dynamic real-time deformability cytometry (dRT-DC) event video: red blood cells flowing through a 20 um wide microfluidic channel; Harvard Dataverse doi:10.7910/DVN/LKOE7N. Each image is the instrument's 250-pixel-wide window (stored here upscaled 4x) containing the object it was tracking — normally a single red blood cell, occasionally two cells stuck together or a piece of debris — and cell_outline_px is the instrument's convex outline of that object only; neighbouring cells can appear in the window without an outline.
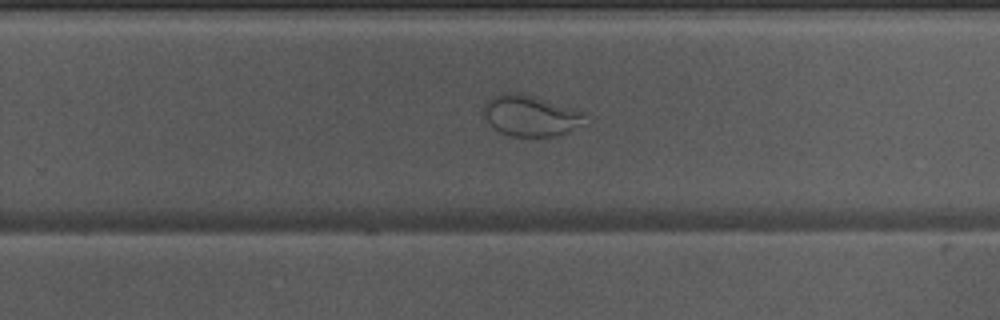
{"species": "Egyptian fruit bat (a non-hibernating species)", "species_latin": "Rousettus aegyptiacus", "temperature_condition": "warm", "stored_images_in_passage": 48, "camera_frame_rate_fps": 3000, "um_per_image_px": 0.085, "animal": {"sex": "male"}, "frame": {"image": 1, "passage_image": 28, "time_ms": 9.0, "image_size_px": [1000, 320], "cell_outline_px": [[588, 116], [580, 124], [568, 132], [556, 136], [508, 136], [492, 128], [484, 116], [484, 104], [492, 96], [500, 92], [520, 92], [536, 96], [584, 112]], "centroid_in_image_um": [45.06, 9.81], "position_along_channel_um": 284.7, "area_um2": 24.39}}